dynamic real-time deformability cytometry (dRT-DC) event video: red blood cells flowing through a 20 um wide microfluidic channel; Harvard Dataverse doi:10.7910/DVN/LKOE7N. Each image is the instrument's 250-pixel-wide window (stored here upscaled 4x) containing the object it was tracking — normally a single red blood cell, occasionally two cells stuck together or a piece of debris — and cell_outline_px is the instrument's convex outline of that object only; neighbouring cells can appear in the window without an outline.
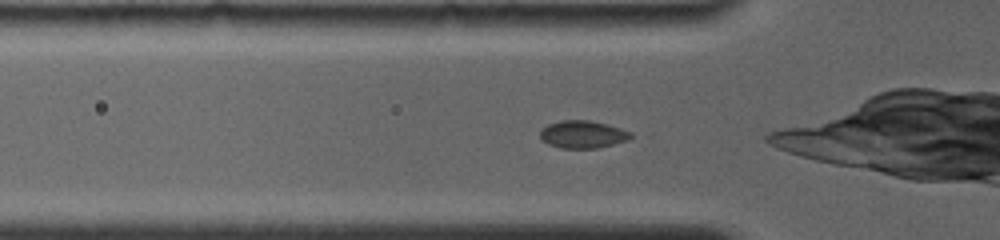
{"species": "common noctule bat (a hibernating species)", "species_latin": "Nyctalus noctula", "temperature_condition": "room temperature", "stored_images_in_passage": 66, "camera_frame_rate_fps": 4000, "um_per_image_px": 0.085, "animal": {"sex": "female", "body_mass_g": 19.0, "forearm_length_mm": 56.7}, "frame": {"image": 1, "passage_image": 4, "time_ms": 0.5, "image_size_px": [1000, 240], "cell_outline_px": [[632, 136], [624, 140], [612, 144], [596, 148], [560, 148], [548, 144], [540, 140], [540, 128], [548, 124], [560, 120], [588, 120], [608, 124], [632, 132]], "centroid_in_image_um": [49.46, 11.41], "position_along_channel_um": 76.3, "area_um2": 14.57}}
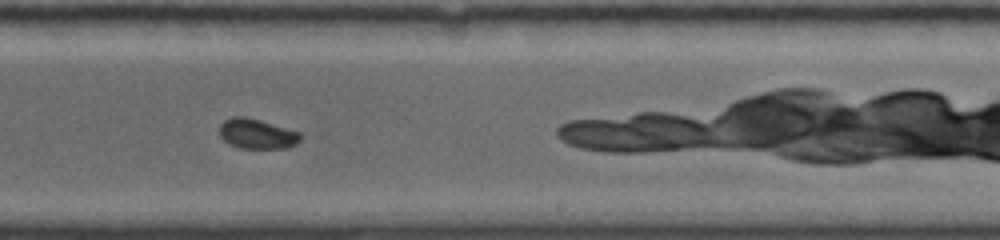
{"frame": {"image": 2, "passage_image": 38, "time_ms": 5.5, "image_size_px": [1000, 240], "cell_outline_px": [[300, 140], [296, 144], [288, 148], [240, 148], [228, 144], [220, 136], [220, 124], [224, 120], [232, 116], [244, 116], [260, 120], [300, 132]], "centroid_in_image_um": [21.82, 11.37], "position_along_channel_um": 267.2, "area_um2": 14.16}}
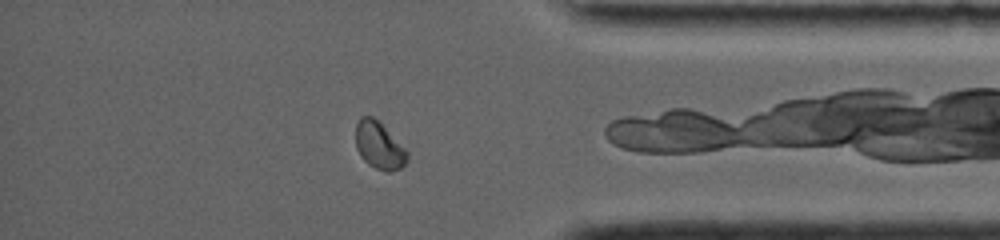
{"frame": {"image": 3, "passage_image": 55, "time_ms": 9.25, "image_size_px": [1000, 240], "cell_outline_px": [[408, 160], [400, 168], [392, 172], [388, 172], [376, 168], [368, 164], [360, 156], [356, 148], [356, 124], [360, 116], [372, 116], [408, 152]], "centroid_in_image_um": [32.2, 12.39], "position_along_channel_um": 403.0, "area_um2": 13.87}}